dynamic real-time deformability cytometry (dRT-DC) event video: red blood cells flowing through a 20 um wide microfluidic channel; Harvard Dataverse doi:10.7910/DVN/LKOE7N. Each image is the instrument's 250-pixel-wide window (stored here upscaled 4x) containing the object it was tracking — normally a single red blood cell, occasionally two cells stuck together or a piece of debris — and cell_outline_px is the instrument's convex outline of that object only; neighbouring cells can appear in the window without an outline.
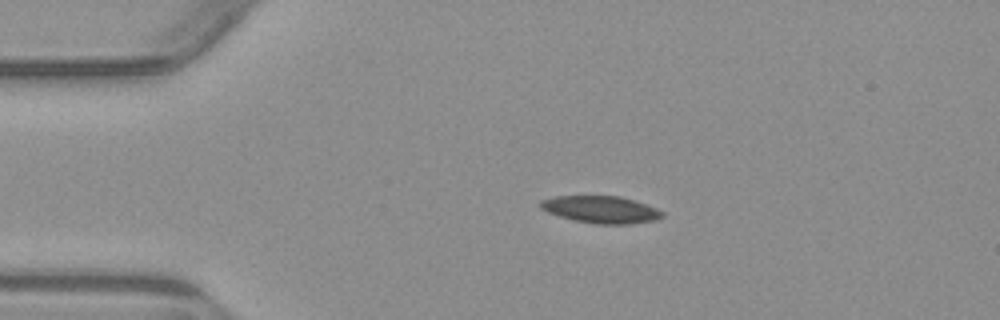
{"species": "common noctule bat (a hibernating species)", "species_latin": "Nyctalus noctula", "temperature_condition": "warm", "stored_images_in_passage": 3, "camera_frame_rate_fps": 3000, "um_per_image_px": 0.085, "animal": {"sex": "male", "body_mass_g": 23.1, "forearm_length_mm": 52.7}, "frame": {"image": 1, "passage_image": 2, "time_ms": 1.0, "image_size_px": [1000, 320], "cell_outline_px": [[664, 216], [656, 220], [628, 224], [596, 224], [576, 220], [560, 216], [548, 212], [540, 208], [540, 200], [556, 196], [620, 196], [656, 208], [664, 212]], "centroid_in_image_um": [51.09, 17.81], "position_along_channel_um": 33.9, "area_um2": 19.07}}